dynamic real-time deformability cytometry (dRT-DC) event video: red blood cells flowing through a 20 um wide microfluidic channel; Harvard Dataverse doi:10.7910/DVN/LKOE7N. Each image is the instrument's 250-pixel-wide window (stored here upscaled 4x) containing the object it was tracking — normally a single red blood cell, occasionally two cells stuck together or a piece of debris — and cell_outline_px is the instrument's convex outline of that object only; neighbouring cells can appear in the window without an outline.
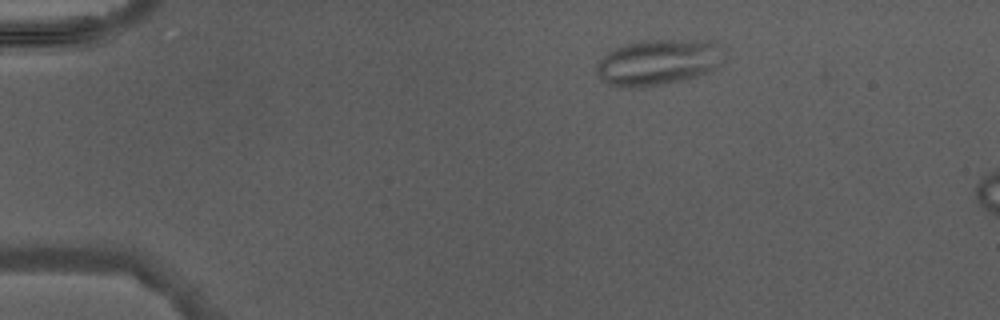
{"species": "Egyptian fruit bat (a non-hibernating species)", "species_latin": "Rousettus aegyptiacus", "temperature_condition": "warm", "stored_images_in_passage": 4, "camera_frame_rate_fps": 3000, "um_per_image_px": 0.085, "animal": {"sex": "male"}, "frame": {"image": 1, "passage_image": 1, "time_ms": 0.0, "image_size_px": [1000, 320], "cell_outline_px": [[724, 60], [716, 68], [708, 72], [696, 76], [664, 84], [636, 88], [628, 88], [608, 84], [596, 72], [596, 68], [600, 60], [608, 52], [624, 44], [640, 40], [708, 40], [712, 44]], "centroid_in_image_um": [55.88, 5.3], "position_along_channel_um": 29.1, "area_um2": 33.47}}